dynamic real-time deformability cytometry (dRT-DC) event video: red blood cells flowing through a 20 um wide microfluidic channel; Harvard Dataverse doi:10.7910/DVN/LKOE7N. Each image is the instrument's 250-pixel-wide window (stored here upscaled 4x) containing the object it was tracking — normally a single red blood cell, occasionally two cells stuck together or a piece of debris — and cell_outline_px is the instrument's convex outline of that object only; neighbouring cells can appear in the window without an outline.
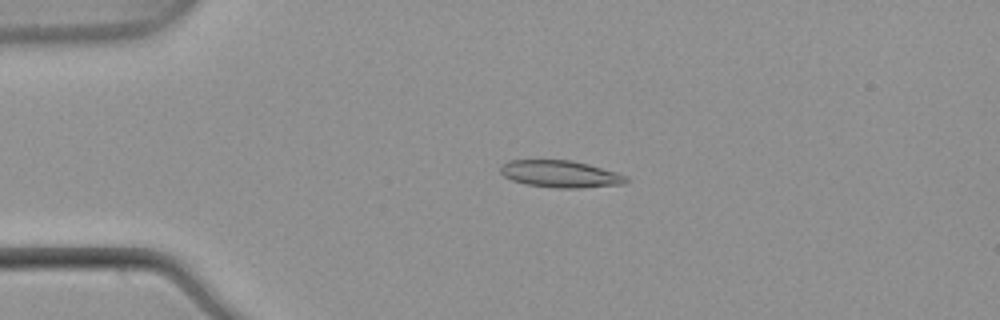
{"species": "common noctule bat (a hibernating species)", "species_latin": "Nyctalus noctula", "temperature_condition": "warm", "stored_images_in_passage": 53, "camera_frame_rate_fps": 3000, "um_per_image_px": 0.085, "animal": {"sex": "male", "body_mass_g": 21.5, "forearm_length_mm": 52.0}, "frame": {"image": 1, "passage_image": 12, "time_ms": 3.667, "image_size_px": [1000, 320], "cell_outline_px": [[628, 180], [624, 184], [580, 188], [556, 188], [524, 184], [512, 180], [504, 176], [500, 172], [500, 164], [508, 160], [572, 160], [588, 164], [616, 172], [628, 176]], "centroid_in_image_um": [47.61, 14.79], "position_along_channel_um": 37.4, "area_um2": 19.94}}
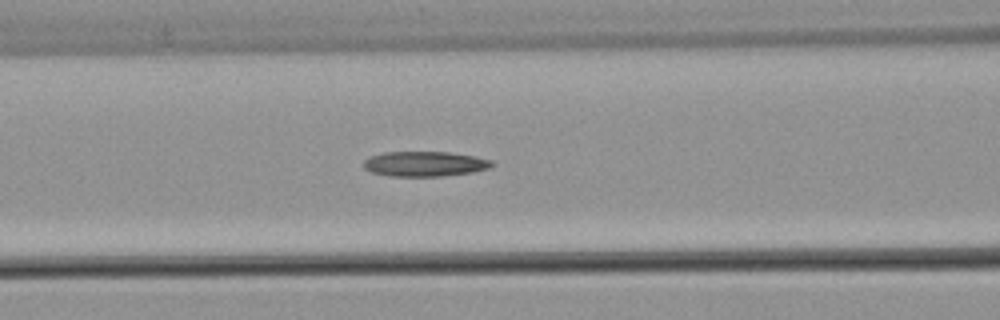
{"frame": {"image": 2, "passage_image": 22, "time_ms": 7.0, "image_size_px": [1000, 320], "cell_outline_px": [[496, 164], [488, 168], [472, 172], [440, 176], [388, 176], [372, 172], [364, 168], [364, 160], [368, 156], [384, 152], [448, 152], [476, 156], [492, 160]], "centroid_in_image_um": [36.1, 13.92], "position_along_channel_um": 130.5, "area_um2": 18.79}}
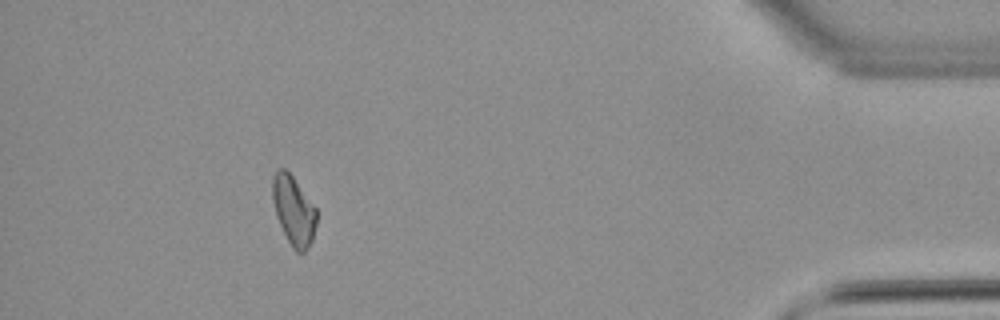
{"frame": {"image": 3, "passage_image": 48, "time_ms": 15.667, "image_size_px": [1000, 320], "cell_outline_px": [[316, 224], [312, 240], [304, 252], [296, 252], [292, 248], [276, 216], [272, 200], [272, 176], [280, 168], [284, 168], [292, 176], [316, 208]], "centroid_in_image_um": [24.94, 17.89], "position_along_channel_um": 410.3, "area_um2": 17.51}}